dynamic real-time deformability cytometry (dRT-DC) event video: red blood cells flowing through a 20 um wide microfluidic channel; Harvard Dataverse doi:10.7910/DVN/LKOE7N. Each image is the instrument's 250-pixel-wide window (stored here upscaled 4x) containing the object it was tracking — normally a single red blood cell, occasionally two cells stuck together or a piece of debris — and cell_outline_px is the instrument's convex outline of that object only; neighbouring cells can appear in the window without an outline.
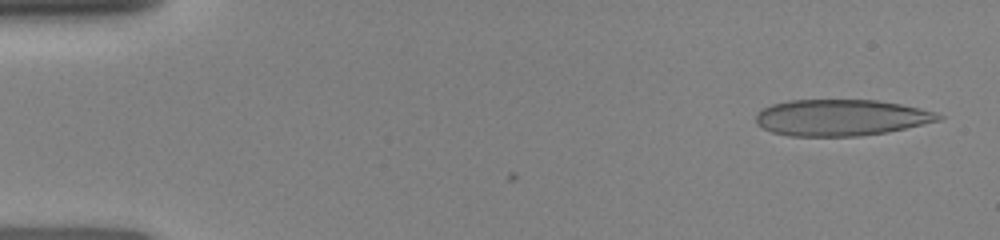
{"species": "human", "species_latin": "Homo sapiens", "temperature_condition": "room temperature", "stored_images_in_passage": 17, "camera_frame_rate_fps": 3000, "um_per_image_px": 0.085, "donor": {"sex": "female"}, "frame": {"image": 1, "passage_image": 2, "time_ms": 0.333, "image_size_px": [1000, 240], "cell_outline_px": [[944, 116], [940, 120], [888, 132], [860, 136], [788, 136], [772, 132], [756, 124], [756, 112], [760, 108], [772, 104], [788, 100], [876, 100], [900, 104], [920, 108], [936, 112]], "centroid_in_image_um": [71.45, 9.99], "position_along_channel_um": 13.6, "area_um2": 38.84}}
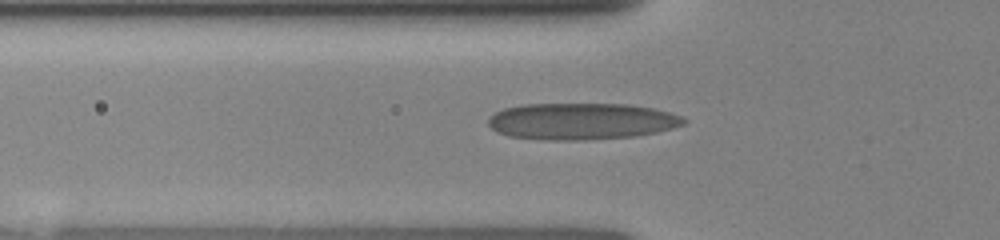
{"frame": {"image": 2, "passage_image": 13, "time_ms": 4.667, "image_size_px": [1000, 240], "cell_outline_px": [[688, 120], [684, 124], [672, 128], [656, 132], [636, 136], [584, 140], [548, 140], [508, 136], [496, 132], [488, 124], [488, 120], [496, 112], [504, 108], [524, 104], [628, 104], [652, 108], [684, 116]], "centroid_in_image_um": [49.44, 10.31], "position_along_channel_um": 76.4, "area_um2": 41.79}}
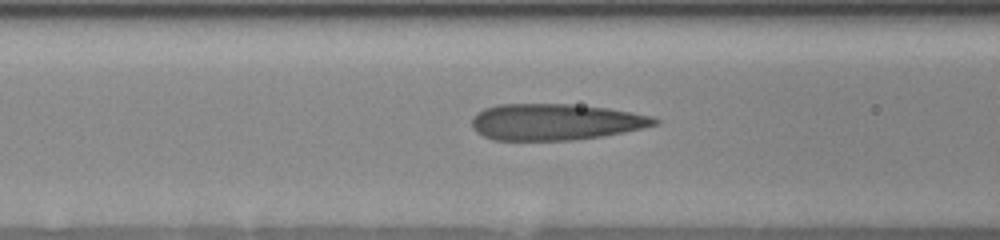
{"frame": {"image": 3, "passage_image": 16, "time_ms": 5.667, "image_size_px": [1000, 240], "cell_outline_px": [[660, 124], [624, 132], [600, 136], [572, 140], [492, 140], [476, 132], [472, 128], [472, 116], [476, 112], [484, 108], [496, 104], [572, 104], [608, 108], [632, 112], [652, 116], [660, 120]], "centroid_in_image_um": [47.19, 10.36], "position_along_channel_um": 119.4, "area_um2": 38.96}}